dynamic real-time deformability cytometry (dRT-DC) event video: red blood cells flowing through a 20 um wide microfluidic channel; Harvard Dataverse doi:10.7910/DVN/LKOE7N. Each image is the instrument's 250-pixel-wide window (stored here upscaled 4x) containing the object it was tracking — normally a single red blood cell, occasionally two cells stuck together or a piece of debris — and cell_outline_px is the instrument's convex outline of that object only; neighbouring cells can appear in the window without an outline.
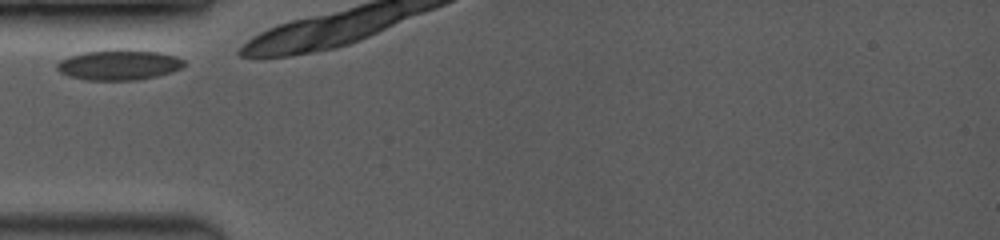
{"species": "common noctule bat (a hibernating species)", "species_latin": "Nyctalus noctula", "temperature_condition": "room temperature", "stored_images_in_passage": 7, "camera_frame_rate_fps": 3500, "um_per_image_px": 0.085, "animal": {"sex": "female", "body_mass_g": 19.0, "forearm_length_mm": 53.3}, "frame": {"image": 1, "passage_image": 1, "time_ms": 0.0, "image_size_px": [1000, 240], "cell_outline_px": [[184, 64], [180, 68], [172, 72], [156, 76], [136, 80], [84, 80], [68, 76], [60, 72], [56, 68], [56, 64], [60, 60], [68, 56], [84, 52], [116, 48], [120, 48], [160, 52], [176, 56], [184, 60]], "centroid_in_image_um": [10.08, 5.5], "position_along_channel_um": 74.9, "area_um2": 22.77}}
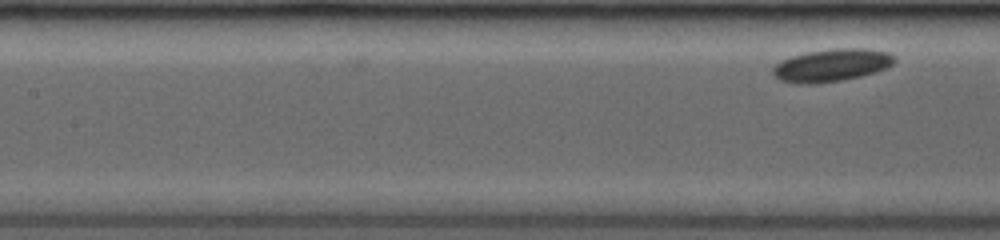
{"frame": {"image": 2, "passage_image": 7, "time_ms": 1.714, "image_size_px": [1000, 240], "cell_outline_px": [[896, 60], [888, 68], [864, 76], [816, 84], [800, 84], [780, 80], [772, 72], [772, 68], [776, 64], [792, 56], [808, 52], [828, 48], [868, 48], [888, 52], [896, 56]], "centroid_in_image_um": [70.75, 5.54], "position_along_channel_um": 136.6, "area_um2": 23.35}}